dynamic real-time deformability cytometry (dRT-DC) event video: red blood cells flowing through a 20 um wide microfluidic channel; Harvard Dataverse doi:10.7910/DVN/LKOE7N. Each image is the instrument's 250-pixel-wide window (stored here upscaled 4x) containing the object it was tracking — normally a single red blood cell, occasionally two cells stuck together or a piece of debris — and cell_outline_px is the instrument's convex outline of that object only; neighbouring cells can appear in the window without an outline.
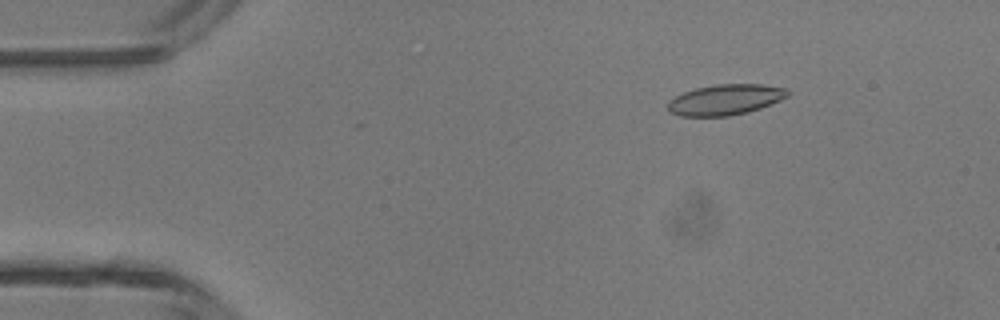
{"species": "common noctule bat (a hibernating species)", "species_latin": "Nyctalus noctula", "temperature_condition": "room temperature", "stored_images_in_passage": 47, "camera_frame_rate_fps": 3000, "um_per_image_px": 0.085, "animal": {"sex": "male", "body_mass_g": 13.3}, "frame": {"image": 1, "passage_image": 7, "time_ms": 2.0, "image_size_px": [1000, 320], "cell_outline_px": [[792, 92], [788, 96], [780, 100], [760, 108], [748, 112], [728, 116], [680, 116], [668, 112], [668, 100], [684, 92], [696, 88], [716, 84], [764, 84], [788, 88]], "centroid_in_image_um": [61.68, 8.46], "position_along_channel_um": 23.3, "area_um2": 21.56}}
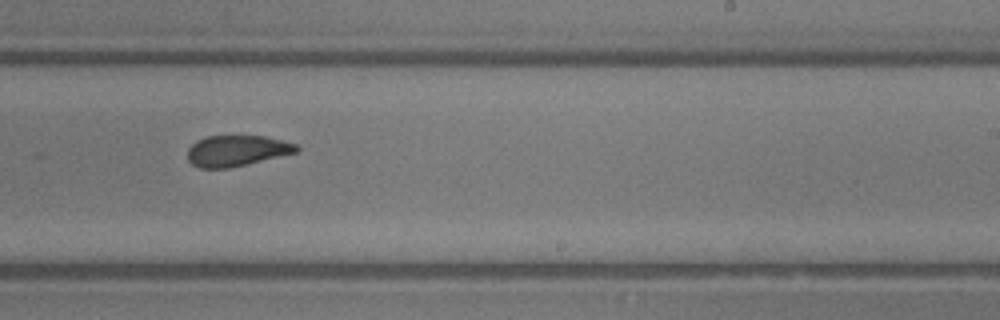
{"frame": {"image": 2, "passage_image": 29, "time_ms": 9.333, "image_size_px": [1000, 320], "cell_outline_px": [[300, 148], [296, 152], [228, 168], [200, 168], [192, 164], [188, 160], [188, 148], [196, 140], [204, 136], [264, 136], [296, 144]], "centroid_in_image_um": [20.07, 12.8], "position_along_channel_um": 268.9, "area_um2": 19.36}}
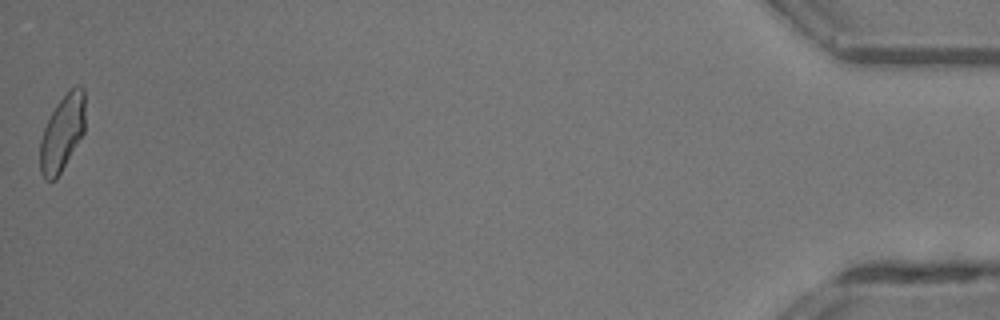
{"frame": {"image": 3, "passage_image": 47, "time_ms": 15.333, "image_size_px": [1000, 320], "cell_outline_px": [[84, 132], [56, 180], [44, 180], [40, 172], [40, 140], [44, 128], [56, 104], [68, 88], [76, 84], [80, 84], [84, 88]], "centroid_in_image_um": [5.29, 11.26], "position_along_channel_um": 429.9, "area_um2": 20.11}, "authors_computed_cell_mechanics": {"area_um2": 20.808, "velocity_mm_per_s": 4.3894, "shape_relaxation_time_tau1_ms": 4.0118, "shape_relaxation_time_tau2_ms": 1.7562, "deformation_change_tau1": 0.1189, "deformation_change_tau2": 0.0732}}